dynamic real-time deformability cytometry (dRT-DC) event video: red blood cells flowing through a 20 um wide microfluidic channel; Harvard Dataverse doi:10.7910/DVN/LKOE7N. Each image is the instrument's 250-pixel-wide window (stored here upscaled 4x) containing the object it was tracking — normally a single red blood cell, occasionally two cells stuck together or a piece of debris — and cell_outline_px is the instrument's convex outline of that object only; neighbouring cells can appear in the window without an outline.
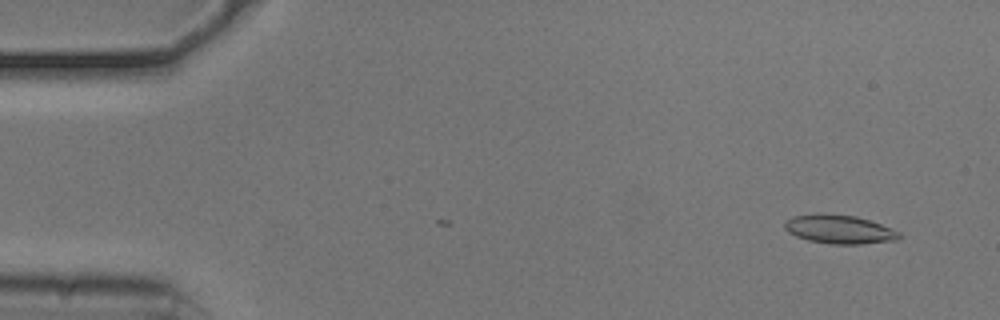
{"species": "common noctule bat (a hibernating species)", "species_latin": "Nyctalus noctula", "temperature_condition": "cold", "stored_images_in_passage": 51, "camera_frame_rate_fps": 3000, "um_per_image_px": 0.085, "animal": {"sex": "male", "body_mass_g": 20.5, "forearm_length_mm": 52.5}, "frame": {"image": 1, "passage_image": 1, "time_ms": 0.0, "image_size_px": [1000, 320], "cell_outline_px": [[904, 236], [896, 240], [860, 244], [832, 244], [808, 240], [796, 236], [788, 232], [784, 228], [784, 220], [792, 216], [820, 212], [856, 216], [880, 224], [900, 232]], "centroid_in_image_um": [71.31, 19.47], "position_along_channel_um": 13.7, "area_um2": 19.42}}
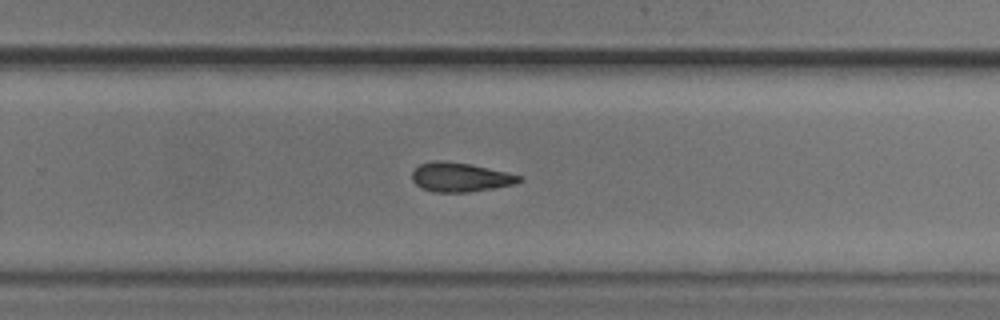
{"frame": {"image": 2, "passage_image": 32, "time_ms": 10.333, "image_size_px": [1000, 320], "cell_outline_px": [[524, 180], [516, 184], [468, 192], [432, 192], [416, 184], [412, 180], [412, 172], [420, 164], [432, 160], [440, 160], [468, 164], [508, 172], [524, 176]], "centroid_in_image_um": [39.16, 15.06], "position_along_channel_um": 290.6, "area_um2": 18.21}}
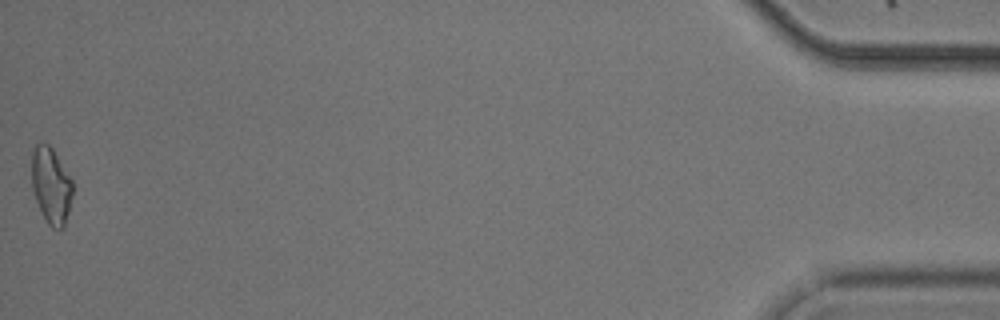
{"frame": {"image": 3, "passage_image": 51, "time_ms": 16.667, "image_size_px": [1000, 320], "cell_outline_px": [[72, 196], [64, 228], [52, 228], [48, 224], [36, 200], [32, 188], [32, 148], [40, 140], [48, 144], [52, 148], [72, 180]], "centroid_in_image_um": [4.33, 15.73], "position_along_channel_um": 430.9, "area_um2": 18.09}, "authors_computed_cell_mechanics": {"area_um2": 18.496, "velocity_mm_per_s": 3.742, "shape_relaxation_time_tau1_ms": null, "shape_relaxation_time_tau2_ms": 8.6339, "deformation_change_tau1": null, "deformation_change_tau2": 0.1948}}